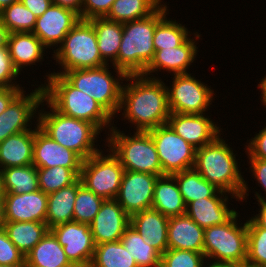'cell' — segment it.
<instances>
[{
  "mask_svg": "<svg viewBox=\"0 0 266 267\" xmlns=\"http://www.w3.org/2000/svg\"><path fill=\"white\" fill-rule=\"evenodd\" d=\"M161 80V77L142 74L125 77L127 83L122 85L119 112L123 110V118L134 125L136 131H149L168 122V91Z\"/></svg>",
  "mask_w": 266,
  "mask_h": 267,
  "instance_id": "obj_1",
  "label": "cell"
},
{
  "mask_svg": "<svg viewBox=\"0 0 266 267\" xmlns=\"http://www.w3.org/2000/svg\"><path fill=\"white\" fill-rule=\"evenodd\" d=\"M219 135L212 143L196 149L194 169L220 191L236 201L249 196L248 184L242 177L233 149ZM246 197V198H245Z\"/></svg>",
  "mask_w": 266,
  "mask_h": 267,
  "instance_id": "obj_2",
  "label": "cell"
},
{
  "mask_svg": "<svg viewBox=\"0 0 266 267\" xmlns=\"http://www.w3.org/2000/svg\"><path fill=\"white\" fill-rule=\"evenodd\" d=\"M166 3L149 16L123 23V34L117 59L113 67L126 75L143 74L152 61L155 48L153 37L156 25L168 15Z\"/></svg>",
  "mask_w": 266,
  "mask_h": 267,
  "instance_id": "obj_3",
  "label": "cell"
},
{
  "mask_svg": "<svg viewBox=\"0 0 266 267\" xmlns=\"http://www.w3.org/2000/svg\"><path fill=\"white\" fill-rule=\"evenodd\" d=\"M46 77L45 85L42 84L44 99L55 110L68 117L90 122L101 132L113 128V117L94 98L76 89L56 72L46 74Z\"/></svg>",
  "mask_w": 266,
  "mask_h": 267,
  "instance_id": "obj_4",
  "label": "cell"
},
{
  "mask_svg": "<svg viewBox=\"0 0 266 267\" xmlns=\"http://www.w3.org/2000/svg\"><path fill=\"white\" fill-rule=\"evenodd\" d=\"M44 102L50 111L39 110L37 120L39 127L47 135L61 146L73 150L83 160L100 151L94 143H97L102 132L94 124L63 115L45 99Z\"/></svg>",
  "mask_w": 266,
  "mask_h": 267,
  "instance_id": "obj_5",
  "label": "cell"
},
{
  "mask_svg": "<svg viewBox=\"0 0 266 267\" xmlns=\"http://www.w3.org/2000/svg\"><path fill=\"white\" fill-rule=\"evenodd\" d=\"M115 124L107 134L106 142L119 158L126 171L164 175L155 143L148 131H136L133 136L122 133Z\"/></svg>",
  "mask_w": 266,
  "mask_h": 267,
  "instance_id": "obj_6",
  "label": "cell"
},
{
  "mask_svg": "<svg viewBox=\"0 0 266 267\" xmlns=\"http://www.w3.org/2000/svg\"><path fill=\"white\" fill-rule=\"evenodd\" d=\"M58 46L52 54L53 59L61 66V71H57V74L107 65L100 56L95 29L89 20L81 19Z\"/></svg>",
  "mask_w": 266,
  "mask_h": 267,
  "instance_id": "obj_7",
  "label": "cell"
},
{
  "mask_svg": "<svg viewBox=\"0 0 266 267\" xmlns=\"http://www.w3.org/2000/svg\"><path fill=\"white\" fill-rule=\"evenodd\" d=\"M109 68L107 64L99 68L75 69L65 71L62 76L76 89L94 98L114 117L119 114L122 83L127 75L114 67L115 77Z\"/></svg>",
  "mask_w": 266,
  "mask_h": 267,
  "instance_id": "obj_8",
  "label": "cell"
},
{
  "mask_svg": "<svg viewBox=\"0 0 266 267\" xmlns=\"http://www.w3.org/2000/svg\"><path fill=\"white\" fill-rule=\"evenodd\" d=\"M238 215L236 212L226 223L204 229L203 254L207 261L245 266L247 220L244 224L237 223Z\"/></svg>",
  "mask_w": 266,
  "mask_h": 267,
  "instance_id": "obj_9",
  "label": "cell"
},
{
  "mask_svg": "<svg viewBox=\"0 0 266 267\" xmlns=\"http://www.w3.org/2000/svg\"><path fill=\"white\" fill-rule=\"evenodd\" d=\"M107 148V155L101 149L83 160L80 179L90 191L104 199H115L121 184L124 168L119 158Z\"/></svg>",
  "mask_w": 266,
  "mask_h": 267,
  "instance_id": "obj_10",
  "label": "cell"
},
{
  "mask_svg": "<svg viewBox=\"0 0 266 267\" xmlns=\"http://www.w3.org/2000/svg\"><path fill=\"white\" fill-rule=\"evenodd\" d=\"M172 76V87L167 86L170 113H206L214 98L211 86L191 76L190 72Z\"/></svg>",
  "mask_w": 266,
  "mask_h": 267,
  "instance_id": "obj_11",
  "label": "cell"
},
{
  "mask_svg": "<svg viewBox=\"0 0 266 267\" xmlns=\"http://www.w3.org/2000/svg\"><path fill=\"white\" fill-rule=\"evenodd\" d=\"M155 143L163 174L172 175L194 167L196 148L168 125L148 131Z\"/></svg>",
  "mask_w": 266,
  "mask_h": 267,
  "instance_id": "obj_12",
  "label": "cell"
},
{
  "mask_svg": "<svg viewBox=\"0 0 266 267\" xmlns=\"http://www.w3.org/2000/svg\"><path fill=\"white\" fill-rule=\"evenodd\" d=\"M25 92L23 90L0 114V142L11 135L32 130V119L38 118L37 111L45 104L43 86L39 85L30 94Z\"/></svg>",
  "mask_w": 266,
  "mask_h": 267,
  "instance_id": "obj_13",
  "label": "cell"
},
{
  "mask_svg": "<svg viewBox=\"0 0 266 267\" xmlns=\"http://www.w3.org/2000/svg\"><path fill=\"white\" fill-rule=\"evenodd\" d=\"M50 231L62 245L71 263L90 267L96 247L90 225L69 221L52 227Z\"/></svg>",
  "mask_w": 266,
  "mask_h": 267,
  "instance_id": "obj_14",
  "label": "cell"
},
{
  "mask_svg": "<svg viewBox=\"0 0 266 267\" xmlns=\"http://www.w3.org/2000/svg\"><path fill=\"white\" fill-rule=\"evenodd\" d=\"M157 178L155 174L124 170L115 200L129 216L152 208Z\"/></svg>",
  "mask_w": 266,
  "mask_h": 267,
  "instance_id": "obj_15",
  "label": "cell"
},
{
  "mask_svg": "<svg viewBox=\"0 0 266 267\" xmlns=\"http://www.w3.org/2000/svg\"><path fill=\"white\" fill-rule=\"evenodd\" d=\"M34 126L33 165L37 168L62 166L72 169L79 177L83 159L73 150L65 148L47 135L38 125Z\"/></svg>",
  "mask_w": 266,
  "mask_h": 267,
  "instance_id": "obj_16",
  "label": "cell"
},
{
  "mask_svg": "<svg viewBox=\"0 0 266 267\" xmlns=\"http://www.w3.org/2000/svg\"><path fill=\"white\" fill-rule=\"evenodd\" d=\"M80 20L77 12L52 4L40 17H37L33 33L47 48L52 46L56 48Z\"/></svg>",
  "mask_w": 266,
  "mask_h": 267,
  "instance_id": "obj_17",
  "label": "cell"
},
{
  "mask_svg": "<svg viewBox=\"0 0 266 267\" xmlns=\"http://www.w3.org/2000/svg\"><path fill=\"white\" fill-rule=\"evenodd\" d=\"M205 114L170 113L167 124L186 142L199 149L212 143L222 132Z\"/></svg>",
  "mask_w": 266,
  "mask_h": 267,
  "instance_id": "obj_18",
  "label": "cell"
},
{
  "mask_svg": "<svg viewBox=\"0 0 266 267\" xmlns=\"http://www.w3.org/2000/svg\"><path fill=\"white\" fill-rule=\"evenodd\" d=\"M130 225V216L115 199H105L90 224L95 245L119 241Z\"/></svg>",
  "mask_w": 266,
  "mask_h": 267,
  "instance_id": "obj_19",
  "label": "cell"
},
{
  "mask_svg": "<svg viewBox=\"0 0 266 267\" xmlns=\"http://www.w3.org/2000/svg\"><path fill=\"white\" fill-rule=\"evenodd\" d=\"M194 39L189 37L182 45L172 48H164L155 51L154 57L150 64L147 66L145 72L142 74L146 77L154 75L152 73H157L158 71L165 70L169 73L184 74L188 73L191 63L194 62L197 53L199 52L196 46V42L201 35L195 31ZM192 38V39H191ZM196 42V43H195Z\"/></svg>",
  "mask_w": 266,
  "mask_h": 267,
  "instance_id": "obj_20",
  "label": "cell"
},
{
  "mask_svg": "<svg viewBox=\"0 0 266 267\" xmlns=\"http://www.w3.org/2000/svg\"><path fill=\"white\" fill-rule=\"evenodd\" d=\"M3 202L5 221L46 223L48 194L40 189L31 193L5 194Z\"/></svg>",
  "mask_w": 266,
  "mask_h": 267,
  "instance_id": "obj_21",
  "label": "cell"
},
{
  "mask_svg": "<svg viewBox=\"0 0 266 267\" xmlns=\"http://www.w3.org/2000/svg\"><path fill=\"white\" fill-rule=\"evenodd\" d=\"M228 198V193L219 190L213 197L190 202L186 214L204 229L224 224L237 212L229 209Z\"/></svg>",
  "mask_w": 266,
  "mask_h": 267,
  "instance_id": "obj_22",
  "label": "cell"
},
{
  "mask_svg": "<svg viewBox=\"0 0 266 267\" xmlns=\"http://www.w3.org/2000/svg\"><path fill=\"white\" fill-rule=\"evenodd\" d=\"M169 218L154 208L136 212L130 216V225L142 235L146 244L161 255L168 249Z\"/></svg>",
  "mask_w": 266,
  "mask_h": 267,
  "instance_id": "obj_23",
  "label": "cell"
},
{
  "mask_svg": "<svg viewBox=\"0 0 266 267\" xmlns=\"http://www.w3.org/2000/svg\"><path fill=\"white\" fill-rule=\"evenodd\" d=\"M167 234L168 249L203 253L204 228L200 227L187 214L170 217Z\"/></svg>",
  "mask_w": 266,
  "mask_h": 267,
  "instance_id": "obj_24",
  "label": "cell"
},
{
  "mask_svg": "<svg viewBox=\"0 0 266 267\" xmlns=\"http://www.w3.org/2000/svg\"><path fill=\"white\" fill-rule=\"evenodd\" d=\"M7 47L12 63L19 74L24 67L43 62L47 49L33 32L10 33Z\"/></svg>",
  "mask_w": 266,
  "mask_h": 267,
  "instance_id": "obj_25",
  "label": "cell"
},
{
  "mask_svg": "<svg viewBox=\"0 0 266 267\" xmlns=\"http://www.w3.org/2000/svg\"><path fill=\"white\" fill-rule=\"evenodd\" d=\"M34 129L7 137L0 142V170L33 164Z\"/></svg>",
  "mask_w": 266,
  "mask_h": 267,
  "instance_id": "obj_26",
  "label": "cell"
},
{
  "mask_svg": "<svg viewBox=\"0 0 266 267\" xmlns=\"http://www.w3.org/2000/svg\"><path fill=\"white\" fill-rule=\"evenodd\" d=\"M152 208L168 218L186 214V204L173 175L158 176Z\"/></svg>",
  "mask_w": 266,
  "mask_h": 267,
  "instance_id": "obj_27",
  "label": "cell"
},
{
  "mask_svg": "<svg viewBox=\"0 0 266 267\" xmlns=\"http://www.w3.org/2000/svg\"><path fill=\"white\" fill-rule=\"evenodd\" d=\"M72 264L62 245L49 230L26 255V267H64Z\"/></svg>",
  "mask_w": 266,
  "mask_h": 267,
  "instance_id": "obj_28",
  "label": "cell"
},
{
  "mask_svg": "<svg viewBox=\"0 0 266 267\" xmlns=\"http://www.w3.org/2000/svg\"><path fill=\"white\" fill-rule=\"evenodd\" d=\"M81 185L82 181L79 178L72 185L48 194L46 224L49 230L57 225L73 221L74 202Z\"/></svg>",
  "mask_w": 266,
  "mask_h": 267,
  "instance_id": "obj_29",
  "label": "cell"
},
{
  "mask_svg": "<svg viewBox=\"0 0 266 267\" xmlns=\"http://www.w3.org/2000/svg\"><path fill=\"white\" fill-rule=\"evenodd\" d=\"M89 21L95 29L101 58L107 64H109V61L113 63L118 56L123 34V23L111 21L105 17H96Z\"/></svg>",
  "mask_w": 266,
  "mask_h": 267,
  "instance_id": "obj_30",
  "label": "cell"
},
{
  "mask_svg": "<svg viewBox=\"0 0 266 267\" xmlns=\"http://www.w3.org/2000/svg\"><path fill=\"white\" fill-rule=\"evenodd\" d=\"M12 243L26 255L49 231L46 223L5 221L4 227Z\"/></svg>",
  "mask_w": 266,
  "mask_h": 267,
  "instance_id": "obj_31",
  "label": "cell"
},
{
  "mask_svg": "<svg viewBox=\"0 0 266 267\" xmlns=\"http://www.w3.org/2000/svg\"><path fill=\"white\" fill-rule=\"evenodd\" d=\"M5 194H23L39 190L37 167L16 166L1 169Z\"/></svg>",
  "mask_w": 266,
  "mask_h": 267,
  "instance_id": "obj_32",
  "label": "cell"
},
{
  "mask_svg": "<svg viewBox=\"0 0 266 267\" xmlns=\"http://www.w3.org/2000/svg\"><path fill=\"white\" fill-rule=\"evenodd\" d=\"M186 206L195 200L213 197L219 189L204 179L194 168L172 174Z\"/></svg>",
  "mask_w": 266,
  "mask_h": 267,
  "instance_id": "obj_33",
  "label": "cell"
},
{
  "mask_svg": "<svg viewBox=\"0 0 266 267\" xmlns=\"http://www.w3.org/2000/svg\"><path fill=\"white\" fill-rule=\"evenodd\" d=\"M163 3L162 0H115L105 18L121 23L142 19Z\"/></svg>",
  "mask_w": 266,
  "mask_h": 267,
  "instance_id": "obj_34",
  "label": "cell"
},
{
  "mask_svg": "<svg viewBox=\"0 0 266 267\" xmlns=\"http://www.w3.org/2000/svg\"><path fill=\"white\" fill-rule=\"evenodd\" d=\"M120 241L135 259L138 267H161V254L146 244L133 226L129 225L125 229Z\"/></svg>",
  "mask_w": 266,
  "mask_h": 267,
  "instance_id": "obj_35",
  "label": "cell"
},
{
  "mask_svg": "<svg viewBox=\"0 0 266 267\" xmlns=\"http://www.w3.org/2000/svg\"><path fill=\"white\" fill-rule=\"evenodd\" d=\"M90 267H138V265L119 240L96 245Z\"/></svg>",
  "mask_w": 266,
  "mask_h": 267,
  "instance_id": "obj_36",
  "label": "cell"
},
{
  "mask_svg": "<svg viewBox=\"0 0 266 267\" xmlns=\"http://www.w3.org/2000/svg\"><path fill=\"white\" fill-rule=\"evenodd\" d=\"M191 36L185 25L166 16L156 25L153 37L155 51L182 45Z\"/></svg>",
  "mask_w": 266,
  "mask_h": 267,
  "instance_id": "obj_37",
  "label": "cell"
},
{
  "mask_svg": "<svg viewBox=\"0 0 266 267\" xmlns=\"http://www.w3.org/2000/svg\"><path fill=\"white\" fill-rule=\"evenodd\" d=\"M0 20L10 33L33 32L37 17L18 1L0 12Z\"/></svg>",
  "mask_w": 266,
  "mask_h": 267,
  "instance_id": "obj_38",
  "label": "cell"
},
{
  "mask_svg": "<svg viewBox=\"0 0 266 267\" xmlns=\"http://www.w3.org/2000/svg\"><path fill=\"white\" fill-rule=\"evenodd\" d=\"M39 189L50 194L75 183L80 177L70 168L62 166L37 168Z\"/></svg>",
  "mask_w": 266,
  "mask_h": 267,
  "instance_id": "obj_39",
  "label": "cell"
},
{
  "mask_svg": "<svg viewBox=\"0 0 266 267\" xmlns=\"http://www.w3.org/2000/svg\"><path fill=\"white\" fill-rule=\"evenodd\" d=\"M247 267H266V230L247 220Z\"/></svg>",
  "mask_w": 266,
  "mask_h": 267,
  "instance_id": "obj_40",
  "label": "cell"
},
{
  "mask_svg": "<svg viewBox=\"0 0 266 267\" xmlns=\"http://www.w3.org/2000/svg\"><path fill=\"white\" fill-rule=\"evenodd\" d=\"M104 200L82 184L77 190L74 202L73 221L90 225Z\"/></svg>",
  "mask_w": 266,
  "mask_h": 267,
  "instance_id": "obj_41",
  "label": "cell"
},
{
  "mask_svg": "<svg viewBox=\"0 0 266 267\" xmlns=\"http://www.w3.org/2000/svg\"><path fill=\"white\" fill-rule=\"evenodd\" d=\"M203 253L191 250L167 249L161 255V267H202Z\"/></svg>",
  "mask_w": 266,
  "mask_h": 267,
  "instance_id": "obj_42",
  "label": "cell"
},
{
  "mask_svg": "<svg viewBox=\"0 0 266 267\" xmlns=\"http://www.w3.org/2000/svg\"><path fill=\"white\" fill-rule=\"evenodd\" d=\"M0 265H25V255L12 243L4 228L0 229Z\"/></svg>",
  "mask_w": 266,
  "mask_h": 267,
  "instance_id": "obj_43",
  "label": "cell"
},
{
  "mask_svg": "<svg viewBox=\"0 0 266 267\" xmlns=\"http://www.w3.org/2000/svg\"><path fill=\"white\" fill-rule=\"evenodd\" d=\"M19 75H20L19 72L15 69L12 63V60L10 58L8 47H1L0 48V88L21 87L15 81Z\"/></svg>",
  "mask_w": 266,
  "mask_h": 267,
  "instance_id": "obj_44",
  "label": "cell"
},
{
  "mask_svg": "<svg viewBox=\"0 0 266 267\" xmlns=\"http://www.w3.org/2000/svg\"><path fill=\"white\" fill-rule=\"evenodd\" d=\"M115 0H83L81 19L90 20L96 17H105Z\"/></svg>",
  "mask_w": 266,
  "mask_h": 267,
  "instance_id": "obj_45",
  "label": "cell"
},
{
  "mask_svg": "<svg viewBox=\"0 0 266 267\" xmlns=\"http://www.w3.org/2000/svg\"><path fill=\"white\" fill-rule=\"evenodd\" d=\"M254 136L245 145V153L248 155V158L266 160V126Z\"/></svg>",
  "mask_w": 266,
  "mask_h": 267,
  "instance_id": "obj_46",
  "label": "cell"
},
{
  "mask_svg": "<svg viewBox=\"0 0 266 267\" xmlns=\"http://www.w3.org/2000/svg\"><path fill=\"white\" fill-rule=\"evenodd\" d=\"M249 159V165L251 169L252 177L257 181L258 186L261 185V188H264V191L266 194V160L264 159H257V158H248ZM262 193L255 192V198L258 199L256 201L265 200L266 197L261 195ZM266 196V195H265Z\"/></svg>",
  "mask_w": 266,
  "mask_h": 267,
  "instance_id": "obj_47",
  "label": "cell"
},
{
  "mask_svg": "<svg viewBox=\"0 0 266 267\" xmlns=\"http://www.w3.org/2000/svg\"><path fill=\"white\" fill-rule=\"evenodd\" d=\"M23 90V87L0 88V114Z\"/></svg>",
  "mask_w": 266,
  "mask_h": 267,
  "instance_id": "obj_48",
  "label": "cell"
},
{
  "mask_svg": "<svg viewBox=\"0 0 266 267\" xmlns=\"http://www.w3.org/2000/svg\"><path fill=\"white\" fill-rule=\"evenodd\" d=\"M36 17H40L52 4V0H20Z\"/></svg>",
  "mask_w": 266,
  "mask_h": 267,
  "instance_id": "obj_49",
  "label": "cell"
},
{
  "mask_svg": "<svg viewBox=\"0 0 266 267\" xmlns=\"http://www.w3.org/2000/svg\"><path fill=\"white\" fill-rule=\"evenodd\" d=\"M258 214L252 216L250 219L260 228L266 230V200L258 201Z\"/></svg>",
  "mask_w": 266,
  "mask_h": 267,
  "instance_id": "obj_50",
  "label": "cell"
},
{
  "mask_svg": "<svg viewBox=\"0 0 266 267\" xmlns=\"http://www.w3.org/2000/svg\"><path fill=\"white\" fill-rule=\"evenodd\" d=\"M53 4L71 9L77 12L81 18V9L83 6V0H52Z\"/></svg>",
  "mask_w": 266,
  "mask_h": 267,
  "instance_id": "obj_51",
  "label": "cell"
},
{
  "mask_svg": "<svg viewBox=\"0 0 266 267\" xmlns=\"http://www.w3.org/2000/svg\"><path fill=\"white\" fill-rule=\"evenodd\" d=\"M10 32L0 20V48L8 46Z\"/></svg>",
  "mask_w": 266,
  "mask_h": 267,
  "instance_id": "obj_52",
  "label": "cell"
},
{
  "mask_svg": "<svg viewBox=\"0 0 266 267\" xmlns=\"http://www.w3.org/2000/svg\"><path fill=\"white\" fill-rule=\"evenodd\" d=\"M258 88H260V92H261V104H263V106L265 107L266 106V76H264L259 84L257 85Z\"/></svg>",
  "mask_w": 266,
  "mask_h": 267,
  "instance_id": "obj_53",
  "label": "cell"
},
{
  "mask_svg": "<svg viewBox=\"0 0 266 267\" xmlns=\"http://www.w3.org/2000/svg\"><path fill=\"white\" fill-rule=\"evenodd\" d=\"M209 262H207V261L204 262L202 267H238V266H236L234 264H231V263L214 262V261H211V260Z\"/></svg>",
  "mask_w": 266,
  "mask_h": 267,
  "instance_id": "obj_54",
  "label": "cell"
},
{
  "mask_svg": "<svg viewBox=\"0 0 266 267\" xmlns=\"http://www.w3.org/2000/svg\"><path fill=\"white\" fill-rule=\"evenodd\" d=\"M5 219H4V202L0 200V229L4 227Z\"/></svg>",
  "mask_w": 266,
  "mask_h": 267,
  "instance_id": "obj_55",
  "label": "cell"
},
{
  "mask_svg": "<svg viewBox=\"0 0 266 267\" xmlns=\"http://www.w3.org/2000/svg\"><path fill=\"white\" fill-rule=\"evenodd\" d=\"M20 0H0V12L5 8L10 6L13 3H16Z\"/></svg>",
  "mask_w": 266,
  "mask_h": 267,
  "instance_id": "obj_56",
  "label": "cell"
},
{
  "mask_svg": "<svg viewBox=\"0 0 266 267\" xmlns=\"http://www.w3.org/2000/svg\"><path fill=\"white\" fill-rule=\"evenodd\" d=\"M4 196H5V191L3 188V178H2V173L0 170V200H4Z\"/></svg>",
  "mask_w": 266,
  "mask_h": 267,
  "instance_id": "obj_57",
  "label": "cell"
},
{
  "mask_svg": "<svg viewBox=\"0 0 266 267\" xmlns=\"http://www.w3.org/2000/svg\"><path fill=\"white\" fill-rule=\"evenodd\" d=\"M0 267H26V265H0Z\"/></svg>",
  "mask_w": 266,
  "mask_h": 267,
  "instance_id": "obj_58",
  "label": "cell"
},
{
  "mask_svg": "<svg viewBox=\"0 0 266 267\" xmlns=\"http://www.w3.org/2000/svg\"><path fill=\"white\" fill-rule=\"evenodd\" d=\"M64 267H82V266L72 263V264L64 266Z\"/></svg>",
  "mask_w": 266,
  "mask_h": 267,
  "instance_id": "obj_59",
  "label": "cell"
}]
</instances>
